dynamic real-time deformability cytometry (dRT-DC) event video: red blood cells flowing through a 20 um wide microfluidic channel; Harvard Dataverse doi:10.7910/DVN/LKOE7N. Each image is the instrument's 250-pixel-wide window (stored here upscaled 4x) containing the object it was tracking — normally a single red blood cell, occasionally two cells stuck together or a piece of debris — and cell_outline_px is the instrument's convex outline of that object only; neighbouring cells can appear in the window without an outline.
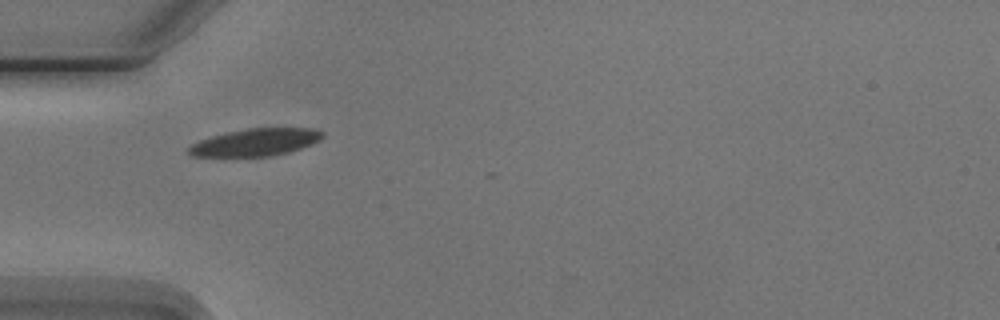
{"species": "Egyptian fruit bat (a non-hibernating species)", "species_latin": "Rousettus aegyptiacus", "temperature_condition": "cold", "stored_images_in_passage": 5, "camera_frame_rate_fps": 3000, "um_per_image_px": 0.085, "animal": {"sex": "male"}, "frame": {"image": 1, "passage_image": 1, "time_ms": 0.0, "image_size_px": [1000, 320], "cell_outline_px": [[324, 136], [320, 140], [312, 144], [288, 152], [272, 156], [192, 156], [188, 152], [188, 148], [192, 144], [200, 140], [224, 132], [248, 128], [316, 128], [324, 132]], "centroid_in_image_um": [21.75, 12.08], "position_along_channel_um": 63.2, "area_um2": 21.33}}
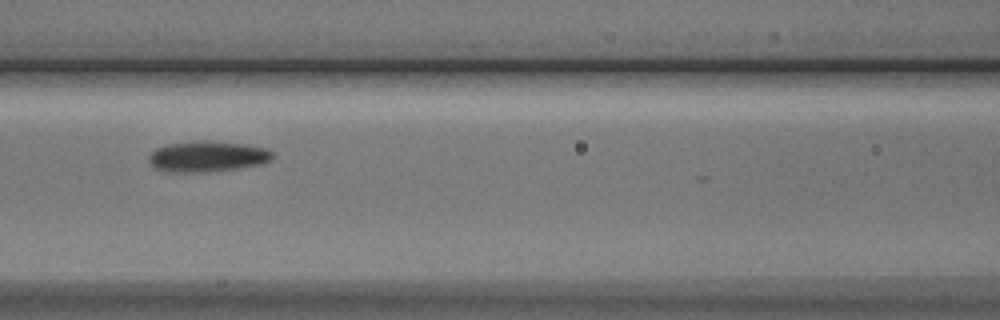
{"frame": {"image": 2, "passage_image": 3, "time_ms": 2.333, "image_size_px": [1000, 320], "cell_outline_px": [[272, 160], [260, 164], [240, 168], [208, 172], [168, 172], [156, 168], [148, 160], [148, 156], [156, 148], [168, 144], [192, 140], [244, 144], [268, 148], [272, 152]], "centroid_in_image_um": [17.62, 13.3], "position_along_channel_um": 149.0, "area_um2": 22.2}}
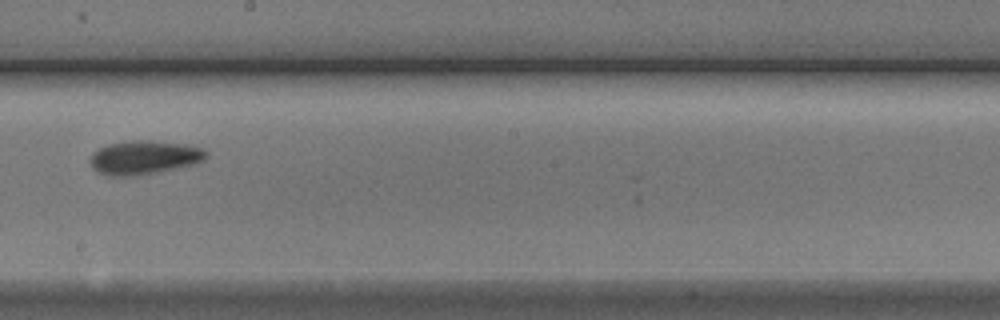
{"frame": {"image": 3, "passage_image": 5, "time_ms": 4.667, "image_size_px": [1000, 320], "cell_outline_px": [[208, 156], [204, 160], [196, 164], [136, 176], [108, 176], [96, 172], [92, 168], [88, 160], [92, 152], [108, 144], [132, 140], [148, 140], [192, 144], [204, 148], [208, 152]], "centroid_in_image_um": [12.27, 13.38], "position_along_channel_um": 235.9, "area_um2": 23.41}}